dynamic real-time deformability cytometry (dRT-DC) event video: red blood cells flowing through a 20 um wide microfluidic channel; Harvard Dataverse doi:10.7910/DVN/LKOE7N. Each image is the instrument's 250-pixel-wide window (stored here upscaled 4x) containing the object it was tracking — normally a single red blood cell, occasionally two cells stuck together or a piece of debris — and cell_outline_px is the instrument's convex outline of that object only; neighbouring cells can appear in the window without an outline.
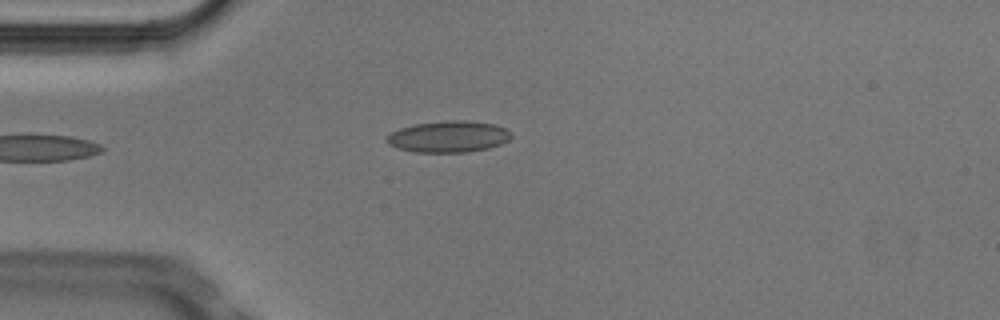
{"species": "Egyptian fruit bat (a non-hibernating species)", "species_latin": "Rousettus aegyptiacus", "temperature_condition": "cold", "stored_images_in_passage": 3, "camera_frame_rate_fps": 3000, "um_per_image_px": 0.085, "animal": {"sex": "male"}, "frame": {"image": 1, "passage_image": 3, "time_ms": 0.667, "image_size_px": [1000, 320], "cell_outline_px": [[512, 136], [508, 140], [500, 144], [488, 148], [468, 152], [416, 152], [396, 148], [388, 144], [384, 140], [392, 132], [400, 128], [416, 124], [444, 120], [468, 120], [496, 124], [508, 128], [512, 132]], "centroid_in_image_um": [38.16, 11.6], "position_along_channel_um": 46.8, "area_um2": 23.06}}